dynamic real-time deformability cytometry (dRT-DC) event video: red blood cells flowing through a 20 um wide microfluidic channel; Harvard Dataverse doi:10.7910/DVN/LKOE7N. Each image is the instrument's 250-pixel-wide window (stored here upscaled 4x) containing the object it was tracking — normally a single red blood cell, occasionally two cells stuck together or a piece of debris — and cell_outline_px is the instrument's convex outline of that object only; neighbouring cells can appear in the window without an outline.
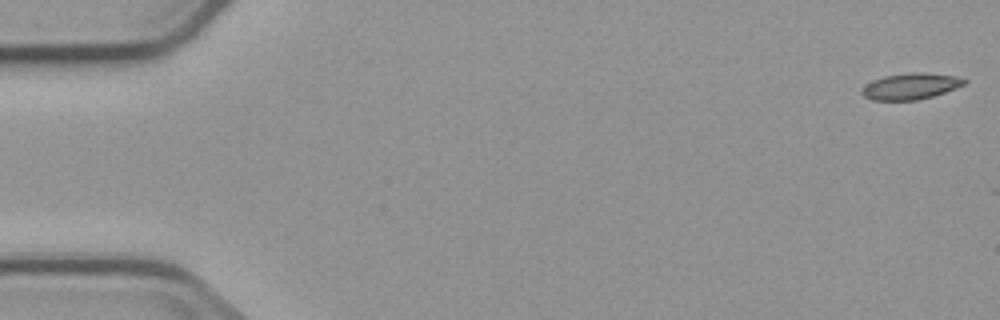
{"species": "common noctule bat (a hibernating species)", "species_latin": "Nyctalus noctula", "temperature_condition": "cold", "stored_images_in_passage": 2, "camera_frame_rate_fps": 3000, "um_per_image_px": 0.085, "animal": {"sex": "male", "body_mass_g": 23.1, "forearm_length_mm": 52.7}, "frame": {"image": 1, "passage_image": 1, "time_ms": 0.0, "image_size_px": [1000, 320], "cell_outline_px": [[968, 80], [964, 84], [956, 88], [932, 96], [916, 100], [872, 100], [864, 96], [860, 92], [860, 88], [872, 80], [884, 76], [912, 72], [924, 72], [956, 76]], "centroid_in_image_um": [77.37, 7.32], "position_along_channel_um": 7.6, "area_um2": 15.66}}